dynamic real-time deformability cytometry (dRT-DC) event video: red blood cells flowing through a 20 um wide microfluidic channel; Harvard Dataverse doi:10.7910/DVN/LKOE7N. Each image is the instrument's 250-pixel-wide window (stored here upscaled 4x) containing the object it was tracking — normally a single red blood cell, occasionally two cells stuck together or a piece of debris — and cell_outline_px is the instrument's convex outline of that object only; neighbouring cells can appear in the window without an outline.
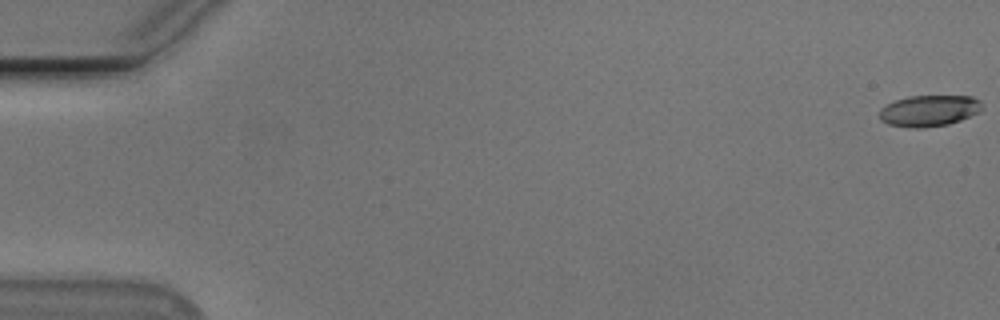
{"species": "Egyptian fruit bat (a non-hibernating species)", "species_latin": "Rousettus aegyptiacus", "temperature_condition": "cold", "stored_images_in_passage": 18, "camera_frame_rate_fps": 3000, "um_per_image_px": 0.085, "animal": {"sex": "male"}, "frame": {"image": 1, "passage_image": 1, "time_ms": 0.0, "image_size_px": [1000, 320], "cell_outline_px": [[980, 112], [960, 120], [948, 124], [920, 128], [912, 128], [888, 124], [880, 120], [880, 108], [896, 100], [908, 96], [972, 96], [980, 100]], "centroid_in_image_um": [78.96, 9.41], "position_along_channel_um": 6.0, "area_um2": 18.55}}
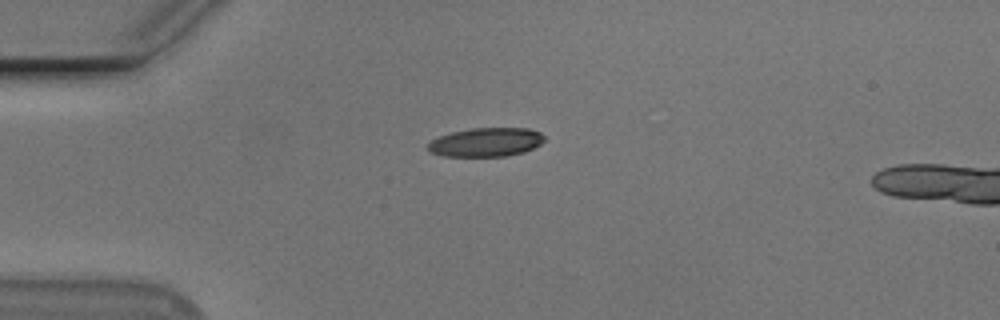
{"frame": {"image": 2, "passage_image": 15, "time_ms": 4.667, "image_size_px": [1000, 320], "cell_outline_px": [[544, 140], [540, 144], [524, 152], [508, 156], [444, 156], [432, 152], [428, 148], [428, 144], [432, 140], [440, 136], [452, 132], [472, 128], [528, 128], [540, 132], [544, 136]], "centroid_in_image_um": [41.34, 12.08], "position_along_channel_um": 43.7, "area_um2": 19.42}}